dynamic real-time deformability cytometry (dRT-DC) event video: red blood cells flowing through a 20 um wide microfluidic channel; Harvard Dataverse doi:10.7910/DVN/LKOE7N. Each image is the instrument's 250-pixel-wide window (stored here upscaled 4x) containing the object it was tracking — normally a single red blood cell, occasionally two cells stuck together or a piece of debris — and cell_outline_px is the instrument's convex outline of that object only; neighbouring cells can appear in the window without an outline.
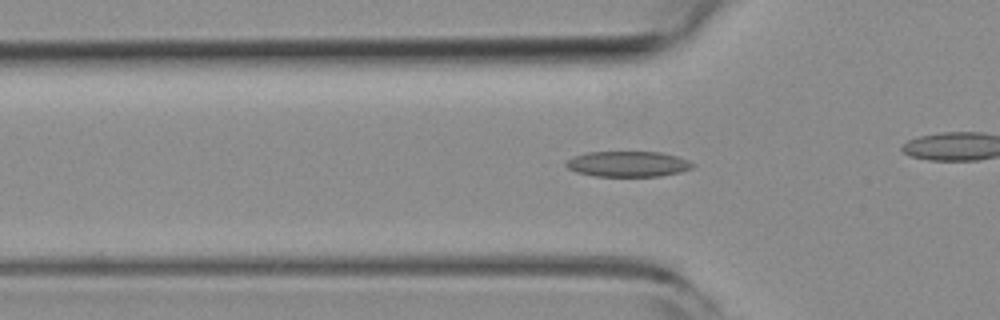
{"species": "common noctule bat (a hibernating species)", "species_latin": "Nyctalus noctula", "temperature_condition": "room temperature", "stored_images_in_passage": 41, "camera_frame_rate_fps": 3000, "um_per_image_px": 0.085, "animal": {"sex": "female", "body_mass_g": 19.3, "forearm_length_mm": 54.1}, "frame": {"image": 1, "passage_image": 10, "time_ms": 3.0, "image_size_px": [1000, 320], "cell_outline_px": [[696, 164], [692, 168], [680, 172], [660, 176], [596, 176], [576, 172], [568, 168], [564, 164], [572, 156], [588, 152], [660, 152], [676, 156], [688, 160]], "centroid_in_image_um": [53.37, 13.94], "position_along_channel_um": 72.4, "area_um2": 18.84}}
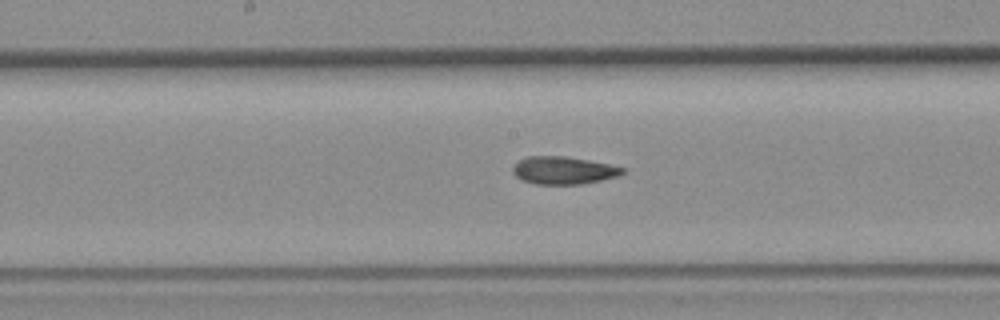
{"frame": {"image": 2, "passage_image": 20, "time_ms": 6.333, "image_size_px": [1000, 320], "cell_outline_px": [[628, 172], [616, 176], [600, 180], [580, 184], [536, 184], [520, 180], [512, 172], [512, 168], [520, 160], [528, 156], [564, 156], [588, 160], [608, 164], [624, 168]], "centroid_in_image_um": [47.88, 14.48], "position_along_channel_um": 200.3, "area_um2": 17.57}}
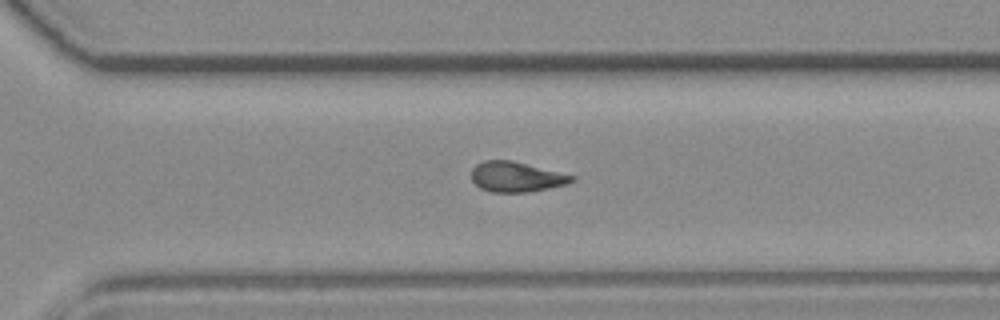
{"frame": {"image": 3, "passage_image": 30, "time_ms": 9.667, "image_size_px": [1000, 320], "cell_outline_px": [[576, 180], [568, 184], [528, 192], [492, 192], [480, 188], [472, 180], [472, 168], [476, 164], [484, 160], [512, 160], [576, 176]], "centroid_in_image_um": [43.9, 15.03], "position_along_channel_um": 326.7, "area_um2": 17.69}, "authors_computed_cell_mechanics": {"area_um2": 18.0914, "velocity_mm_per_s": 3.8141, "shape_relaxation_time_tau1_ms": null, "shape_relaxation_time_tau2_ms": 4.0043, "deformation_change_tau1": null, "deformation_change_tau2": 0.1226}}